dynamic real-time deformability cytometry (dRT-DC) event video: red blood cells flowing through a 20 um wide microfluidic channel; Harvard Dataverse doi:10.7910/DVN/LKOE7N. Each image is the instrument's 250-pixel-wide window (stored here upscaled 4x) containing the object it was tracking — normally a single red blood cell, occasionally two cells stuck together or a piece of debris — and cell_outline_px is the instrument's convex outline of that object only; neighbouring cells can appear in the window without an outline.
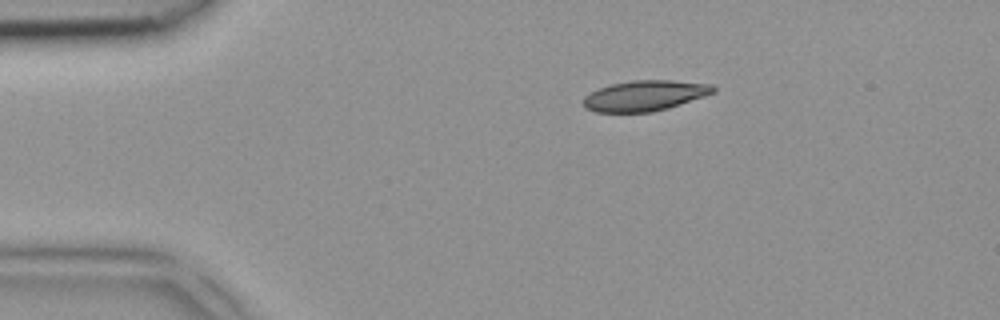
{"species": "common noctule bat (a hibernating species)", "species_latin": "Nyctalus noctula", "temperature_condition": "room temperature", "stored_images_in_passage": 2, "camera_frame_rate_fps": 3000, "um_per_image_px": 0.085, "animal": {"sex": "female", "body_mass_g": 18.4}, "frame": {"image": 1, "passage_image": 1, "time_ms": 0.0, "image_size_px": [1000, 320], "cell_outline_px": [[716, 92], [668, 108], [652, 112], [596, 112], [584, 108], [584, 96], [600, 88], [612, 84], [632, 80], [672, 80], [712, 84], [716, 88]], "centroid_in_image_um": [54.83, 8.13], "position_along_channel_um": 30.2, "area_um2": 23.0}}